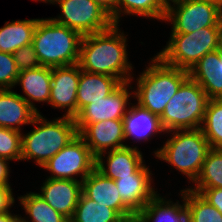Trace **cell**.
I'll return each mask as SVG.
<instances>
[{
    "label": "cell",
    "mask_w": 222,
    "mask_h": 222,
    "mask_svg": "<svg viewBox=\"0 0 222 222\" xmlns=\"http://www.w3.org/2000/svg\"><path fill=\"white\" fill-rule=\"evenodd\" d=\"M119 26L82 36L78 61L81 70L115 77L122 83L134 81L135 67L128 61V35Z\"/></svg>",
    "instance_id": "obj_1"
},
{
    "label": "cell",
    "mask_w": 222,
    "mask_h": 222,
    "mask_svg": "<svg viewBox=\"0 0 222 222\" xmlns=\"http://www.w3.org/2000/svg\"><path fill=\"white\" fill-rule=\"evenodd\" d=\"M136 77L134 99L141 107L161 116L165 106L189 77V71L165 64L157 55Z\"/></svg>",
    "instance_id": "obj_2"
},
{
    "label": "cell",
    "mask_w": 222,
    "mask_h": 222,
    "mask_svg": "<svg viewBox=\"0 0 222 222\" xmlns=\"http://www.w3.org/2000/svg\"><path fill=\"white\" fill-rule=\"evenodd\" d=\"M31 125L34 128L30 132H22L21 161L34 160L41 168L78 135L75 119L71 117L49 121L38 114Z\"/></svg>",
    "instance_id": "obj_3"
},
{
    "label": "cell",
    "mask_w": 222,
    "mask_h": 222,
    "mask_svg": "<svg viewBox=\"0 0 222 222\" xmlns=\"http://www.w3.org/2000/svg\"><path fill=\"white\" fill-rule=\"evenodd\" d=\"M167 133L169 138L165 143L163 142L161 148L153 151L154 157L171 165L186 176L189 184H193L211 149L208 140L200 128L172 130L165 132L166 136Z\"/></svg>",
    "instance_id": "obj_4"
},
{
    "label": "cell",
    "mask_w": 222,
    "mask_h": 222,
    "mask_svg": "<svg viewBox=\"0 0 222 222\" xmlns=\"http://www.w3.org/2000/svg\"><path fill=\"white\" fill-rule=\"evenodd\" d=\"M81 39L78 31L49 17L38 21L32 45L41 66L53 68L78 63Z\"/></svg>",
    "instance_id": "obj_5"
},
{
    "label": "cell",
    "mask_w": 222,
    "mask_h": 222,
    "mask_svg": "<svg viewBox=\"0 0 222 222\" xmlns=\"http://www.w3.org/2000/svg\"><path fill=\"white\" fill-rule=\"evenodd\" d=\"M208 96L190 76L181 84L160 116L165 132L201 128Z\"/></svg>",
    "instance_id": "obj_6"
},
{
    "label": "cell",
    "mask_w": 222,
    "mask_h": 222,
    "mask_svg": "<svg viewBox=\"0 0 222 222\" xmlns=\"http://www.w3.org/2000/svg\"><path fill=\"white\" fill-rule=\"evenodd\" d=\"M167 45L156 55L167 65L190 71L207 53L217 50L218 27L188 34L170 33Z\"/></svg>",
    "instance_id": "obj_7"
},
{
    "label": "cell",
    "mask_w": 222,
    "mask_h": 222,
    "mask_svg": "<svg viewBox=\"0 0 222 222\" xmlns=\"http://www.w3.org/2000/svg\"><path fill=\"white\" fill-rule=\"evenodd\" d=\"M222 8L209 0H177L166 8L164 22L171 23V33L188 34L206 27H218Z\"/></svg>",
    "instance_id": "obj_8"
},
{
    "label": "cell",
    "mask_w": 222,
    "mask_h": 222,
    "mask_svg": "<svg viewBox=\"0 0 222 222\" xmlns=\"http://www.w3.org/2000/svg\"><path fill=\"white\" fill-rule=\"evenodd\" d=\"M55 4L61 14L50 18L82 36L106 31L114 25L111 15L94 0H58Z\"/></svg>",
    "instance_id": "obj_9"
},
{
    "label": "cell",
    "mask_w": 222,
    "mask_h": 222,
    "mask_svg": "<svg viewBox=\"0 0 222 222\" xmlns=\"http://www.w3.org/2000/svg\"><path fill=\"white\" fill-rule=\"evenodd\" d=\"M42 168L51 173L47 178L82 182L96 168V157L78 134Z\"/></svg>",
    "instance_id": "obj_10"
},
{
    "label": "cell",
    "mask_w": 222,
    "mask_h": 222,
    "mask_svg": "<svg viewBox=\"0 0 222 222\" xmlns=\"http://www.w3.org/2000/svg\"><path fill=\"white\" fill-rule=\"evenodd\" d=\"M133 81L122 83L109 96L85 106L74 118L79 132L86 124L105 120H123L134 98ZM131 89V91H130Z\"/></svg>",
    "instance_id": "obj_11"
},
{
    "label": "cell",
    "mask_w": 222,
    "mask_h": 222,
    "mask_svg": "<svg viewBox=\"0 0 222 222\" xmlns=\"http://www.w3.org/2000/svg\"><path fill=\"white\" fill-rule=\"evenodd\" d=\"M78 63L67 66L53 67L49 105L52 109L65 112L62 116H77V89L80 77Z\"/></svg>",
    "instance_id": "obj_12"
},
{
    "label": "cell",
    "mask_w": 222,
    "mask_h": 222,
    "mask_svg": "<svg viewBox=\"0 0 222 222\" xmlns=\"http://www.w3.org/2000/svg\"><path fill=\"white\" fill-rule=\"evenodd\" d=\"M152 175L145 163L135 174L114 180L123 204L135 216L158 194Z\"/></svg>",
    "instance_id": "obj_13"
},
{
    "label": "cell",
    "mask_w": 222,
    "mask_h": 222,
    "mask_svg": "<svg viewBox=\"0 0 222 222\" xmlns=\"http://www.w3.org/2000/svg\"><path fill=\"white\" fill-rule=\"evenodd\" d=\"M78 134L96 158L101 153L128 146L124 143L123 120H105L86 124Z\"/></svg>",
    "instance_id": "obj_14"
},
{
    "label": "cell",
    "mask_w": 222,
    "mask_h": 222,
    "mask_svg": "<svg viewBox=\"0 0 222 222\" xmlns=\"http://www.w3.org/2000/svg\"><path fill=\"white\" fill-rule=\"evenodd\" d=\"M145 163L142 151L133 144L101 153L96 158V169L105 177L116 180L135 174Z\"/></svg>",
    "instance_id": "obj_15"
},
{
    "label": "cell",
    "mask_w": 222,
    "mask_h": 222,
    "mask_svg": "<svg viewBox=\"0 0 222 222\" xmlns=\"http://www.w3.org/2000/svg\"><path fill=\"white\" fill-rule=\"evenodd\" d=\"M82 193L98 204L115 209L127 222L136 220V216L123 204L115 181L96 168L82 181Z\"/></svg>",
    "instance_id": "obj_16"
},
{
    "label": "cell",
    "mask_w": 222,
    "mask_h": 222,
    "mask_svg": "<svg viewBox=\"0 0 222 222\" xmlns=\"http://www.w3.org/2000/svg\"><path fill=\"white\" fill-rule=\"evenodd\" d=\"M42 183L38 194L52 208L70 220L82 193V182L46 178Z\"/></svg>",
    "instance_id": "obj_17"
},
{
    "label": "cell",
    "mask_w": 222,
    "mask_h": 222,
    "mask_svg": "<svg viewBox=\"0 0 222 222\" xmlns=\"http://www.w3.org/2000/svg\"><path fill=\"white\" fill-rule=\"evenodd\" d=\"M125 141L134 140L138 142L150 141L157 135H164L160 117L141 107L136 102L131 103L123 118Z\"/></svg>",
    "instance_id": "obj_18"
},
{
    "label": "cell",
    "mask_w": 222,
    "mask_h": 222,
    "mask_svg": "<svg viewBox=\"0 0 222 222\" xmlns=\"http://www.w3.org/2000/svg\"><path fill=\"white\" fill-rule=\"evenodd\" d=\"M52 68L40 66L38 68L19 72L15 86H21L24 95H19L38 113L40 110L34 102L49 104L51 91Z\"/></svg>",
    "instance_id": "obj_19"
},
{
    "label": "cell",
    "mask_w": 222,
    "mask_h": 222,
    "mask_svg": "<svg viewBox=\"0 0 222 222\" xmlns=\"http://www.w3.org/2000/svg\"><path fill=\"white\" fill-rule=\"evenodd\" d=\"M38 113L13 89L0 90V127L22 132Z\"/></svg>",
    "instance_id": "obj_20"
},
{
    "label": "cell",
    "mask_w": 222,
    "mask_h": 222,
    "mask_svg": "<svg viewBox=\"0 0 222 222\" xmlns=\"http://www.w3.org/2000/svg\"><path fill=\"white\" fill-rule=\"evenodd\" d=\"M189 76L206 92L209 99H222V54L207 53L189 71Z\"/></svg>",
    "instance_id": "obj_21"
},
{
    "label": "cell",
    "mask_w": 222,
    "mask_h": 222,
    "mask_svg": "<svg viewBox=\"0 0 222 222\" xmlns=\"http://www.w3.org/2000/svg\"><path fill=\"white\" fill-rule=\"evenodd\" d=\"M121 84L118 78L81 70L77 89V114L93 101L109 96Z\"/></svg>",
    "instance_id": "obj_22"
},
{
    "label": "cell",
    "mask_w": 222,
    "mask_h": 222,
    "mask_svg": "<svg viewBox=\"0 0 222 222\" xmlns=\"http://www.w3.org/2000/svg\"><path fill=\"white\" fill-rule=\"evenodd\" d=\"M182 203L173 202L158 193L136 216L135 222H182L186 218L183 189L178 193Z\"/></svg>",
    "instance_id": "obj_23"
},
{
    "label": "cell",
    "mask_w": 222,
    "mask_h": 222,
    "mask_svg": "<svg viewBox=\"0 0 222 222\" xmlns=\"http://www.w3.org/2000/svg\"><path fill=\"white\" fill-rule=\"evenodd\" d=\"M39 20L40 18L6 21L0 27V52L13 54L19 48L32 44Z\"/></svg>",
    "instance_id": "obj_24"
},
{
    "label": "cell",
    "mask_w": 222,
    "mask_h": 222,
    "mask_svg": "<svg viewBox=\"0 0 222 222\" xmlns=\"http://www.w3.org/2000/svg\"><path fill=\"white\" fill-rule=\"evenodd\" d=\"M17 200L26 214L25 217L20 215L21 222H69L36 192H27Z\"/></svg>",
    "instance_id": "obj_25"
},
{
    "label": "cell",
    "mask_w": 222,
    "mask_h": 222,
    "mask_svg": "<svg viewBox=\"0 0 222 222\" xmlns=\"http://www.w3.org/2000/svg\"><path fill=\"white\" fill-rule=\"evenodd\" d=\"M69 222H127L115 209L86 197L79 198L74 214Z\"/></svg>",
    "instance_id": "obj_26"
},
{
    "label": "cell",
    "mask_w": 222,
    "mask_h": 222,
    "mask_svg": "<svg viewBox=\"0 0 222 222\" xmlns=\"http://www.w3.org/2000/svg\"><path fill=\"white\" fill-rule=\"evenodd\" d=\"M166 8L162 0H117V25L122 16H139L164 21Z\"/></svg>",
    "instance_id": "obj_27"
},
{
    "label": "cell",
    "mask_w": 222,
    "mask_h": 222,
    "mask_svg": "<svg viewBox=\"0 0 222 222\" xmlns=\"http://www.w3.org/2000/svg\"><path fill=\"white\" fill-rule=\"evenodd\" d=\"M183 197L189 222H222V214L199 193L186 187Z\"/></svg>",
    "instance_id": "obj_28"
},
{
    "label": "cell",
    "mask_w": 222,
    "mask_h": 222,
    "mask_svg": "<svg viewBox=\"0 0 222 222\" xmlns=\"http://www.w3.org/2000/svg\"><path fill=\"white\" fill-rule=\"evenodd\" d=\"M189 188H222V149L211 148L201 172Z\"/></svg>",
    "instance_id": "obj_29"
},
{
    "label": "cell",
    "mask_w": 222,
    "mask_h": 222,
    "mask_svg": "<svg viewBox=\"0 0 222 222\" xmlns=\"http://www.w3.org/2000/svg\"><path fill=\"white\" fill-rule=\"evenodd\" d=\"M211 148L222 149V99H209L200 128Z\"/></svg>",
    "instance_id": "obj_30"
},
{
    "label": "cell",
    "mask_w": 222,
    "mask_h": 222,
    "mask_svg": "<svg viewBox=\"0 0 222 222\" xmlns=\"http://www.w3.org/2000/svg\"><path fill=\"white\" fill-rule=\"evenodd\" d=\"M22 132L0 127V157L21 161Z\"/></svg>",
    "instance_id": "obj_31"
},
{
    "label": "cell",
    "mask_w": 222,
    "mask_h": 222,
    "mask_svg": "<svg viewBox=\"0 0 222 222\" xmlns=\"http://www.w3.org/2000/svg\"><path fill=\"white\" fill-rule=\"evenodd\" d=\"M18 75L13 54L0 52V90L15 88Z\"/></svg>",
    "instance_id": "obj_32"
},
{
    "label": "cell",
    "mask_w": 222,
    "mask_h": 222,
    "mask_svg": "<svg viewBox=\"0 0 222 222\" xmlns=\"http://www.w3.org/2000/svg\"><path fill=\"white\" fill-rule=\"evenodd\" d=\"M13 56L19 72L41 66L32 44L19 48L13 53Z\"/></svg>",
    "instance_id": "obj_33"
},
{
    "label": "cell",
    "mask_w": 222,
    "mask_h": 222,
    "mask_svg": "<svg viewBox=\"0 0 222 222\" xmlns=\"http://www.w3.org/2000/svg\"><path fill=\"white\" fill-rule=\"evenodd\" d=\"M199 193L222 214V188H189Z\"/></svg>",
    "instance_id": "obj_34"
},
{
    "label": "cell",
    "mask_w": 222,
    "mask_h": 222,
    "mask_svg": "<svg viewBox=\"0 0 222 222\" xmlns=\"http://www.w3.org/2000/svg\"><path fill=\"white\" fill-rule=\"evenodd\" d=\"M11 186H0V214L11 211L15 198Z\"/></svg>",
    "instance_id": "obj_35"
},
{
    "label": "cell",
    "mask_w": 222,
    "mask_h": 222,
    "mask_svg": "<svg viewBox=\"0 0 222 222\" xmlns=\"http://www.w3.org/2000/svg\"><path fill=\"white\" fill-rule=\"evenodd\" d=\"M9 162L8 159L0 157V186H11V182H9L11 172Z\"/></svg>",
    "instance_id": "obj_36"
},
{
    "label": "cell",
    "mask_w": 222,
    "mask_h": 222,
    "mask_svg": "<svg viewBox=\"0 0 222 222\" xmlns=\"http://www.w3.org/2000/svg\"><path fill=\"white\" fill-rule=\"evenodd\" d=\"M112 17L114 24H117V0H94Z\"/></svg>",
    "instance_id": "obj_37"
},
{
    "label": "cell",
    "mask_w": 222,
    "mask_h": 222,
    "mask_svg": "<svg viewBox=\"0 0 222 222\" xmlns=\"http://www.w3.org/2000/svg\"><path fill=\"white\" fill-rule=\"evenodd\" d=\"M20 221V214L17 215L10 212H6L3 214H0V222H19Z\"/></svg>",
    "instance_id": "obj_38"
},
{
    "label": "cell",
    "mask_w": 222,
    "mask_h": 222,
    "mask_svg": "<svg viewBox=\"0 0 222 222\" xmlns=\"http://www.w3.org/2000/svg\"><path fill=\"white\" fill-rule=\"evenodd\" d=\"M217 51L222 54V16L218 22V47Z\"/></svg>",
    "instance_id": "obj_39"
},
{
    "label": "cell",
    "mask_w": 222,
    "mask_h": 222,
    "mask_svg": "<svg viewBox=\"0 0 222 222\" xmlns=\"http://www.w3.org/2000/svg\"><path fill=\"white\" fill-rule=\"evenodd\" d=\"M35 2H43V3H47V4H52V5H55V3L58 1V0H33Z\"/></svg>",
    "instance_id": "obj_40"
},
{
    "label": "cell",
    "mask_w": 222,
    "mask_h": 222,
    "mask_svg": "<svg viewBox=\"0 0 222 222\" xmlns=\"http://www.w3.org/2000/svg\"><path fill=\"white\" fill-rule=\"evenodd\" d=\"M209 1L218 4L222 8V0H209Z\"/></svg>",
    "instance_id": "obj_41"
},
{
    "label": "cell",
    "mask_w": 222,
    "mask_h": 222,
    "mask_svg": "<svg viewBox=\"0 0 222 222\" xmlns=\"http://www.w3.org/2000/svg\"><path fill=\"white\" fill-rule=\"evenodd\" d=\"M162 1L167 6L169 3H172V2L177 1V0H162Z\"/></svg>",
    "instance_id": "obj_42"
},
{
    "label": "cell",
    "mask_w": 222,
    "mask_h": 222,
    "mask_svg": "<svg viewBox=\"0 0 222 222\" xmlns=\"http://www.w3.org/2000/svg\"><path fill=\"white\" fill-rule=\"evenodd\" d=\"M182 222H189V220L186 217Z\"/></svg>",
    "instance_id": "obj_43"
}]
</instances>
